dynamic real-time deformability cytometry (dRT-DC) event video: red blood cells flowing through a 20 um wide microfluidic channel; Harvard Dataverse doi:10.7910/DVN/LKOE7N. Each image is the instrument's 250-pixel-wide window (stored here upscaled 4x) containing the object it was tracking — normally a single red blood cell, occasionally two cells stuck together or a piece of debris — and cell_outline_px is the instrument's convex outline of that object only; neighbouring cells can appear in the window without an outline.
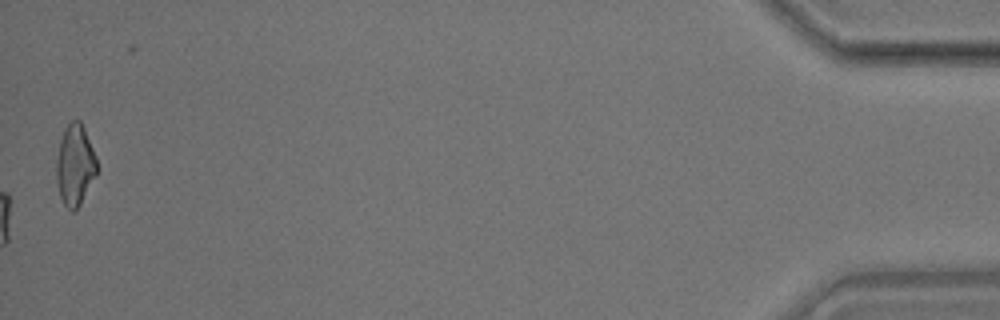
{"species": "common noctule bat (a hibernating species)", "species_latin": "Nyctalus noctula", "temperature_condition": "room temperature", "stored_images_in_passage": 52, "camera_frame_rate_fps": 3000, "um_per_image_px": 0.085, "animal": {"sex": "male", "body_mass_g": 17.9}, "frame": {"image": 1, "passage_image": 52, "time_ms": 17.0, "image_size_px": [1000, 320], "cell_outline_px": [[96, 176], [76, 212], [72, 212], [64, 204], [60, 196], [56, 176], [56, 160], [60, 140], [64, 128], [72, 120], [80, 120], [84, 128], [96, 156]], "centroid_in_image_um": [6.37, 14.04], "position_along_channel_um": 428.8, "area_um2": 19.13}, "authors_computed_cell_mechanics": {"area_um2": 18.5827, "velocity_mm_per_s": 3.8827, "shape_relaxation_time_tau1_ms": 11.0018, "shape_relaxation_time_tau2_ms": 3.3229, "deformation_change_tau1": 0.2271, "deformation_change_tau2": 0.1108}}